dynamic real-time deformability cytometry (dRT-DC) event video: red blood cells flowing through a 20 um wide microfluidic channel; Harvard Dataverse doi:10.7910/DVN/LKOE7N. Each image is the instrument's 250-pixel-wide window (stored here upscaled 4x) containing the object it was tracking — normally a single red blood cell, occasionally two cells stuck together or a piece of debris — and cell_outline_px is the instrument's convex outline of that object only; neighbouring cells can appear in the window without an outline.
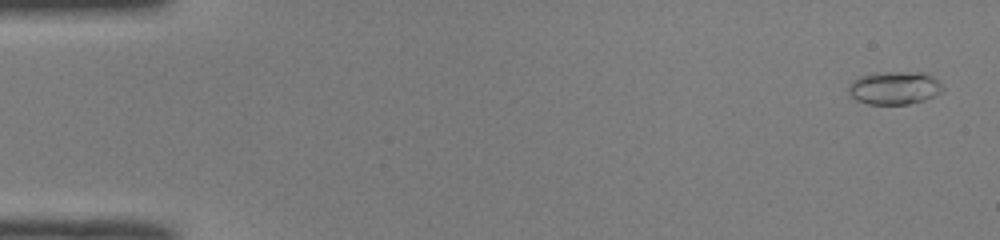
{"species": "common noctule bat (a hibernating species)", "species_latin": "Nyctalus noctula", "temperature_condition": "room temperature", "stored_images_in_passage": 51, "camera_frame_rate_fps": 3000, "um_per_image_px": 0.085, "animal": {"sex": "male", "body_mass_g": 19.0, "forearm_length_mm": 50.8}, "frame": {"image": 1, "passage_image": 2, "time_ms": 0.333, "image_size_px": [1000, 240], "cell_outline_px": [[944, 88], [940, 92], [924, 100], [908, 104], [868, 104], [856, 100], [848, 92], [848, 84], [852, 80], [860, 76], [876, 72], [928, 72]], "centroid_in_image_um": [75.99, 7.46], "position_along_channel_um": 9.0, "area_um2": 18.21}}
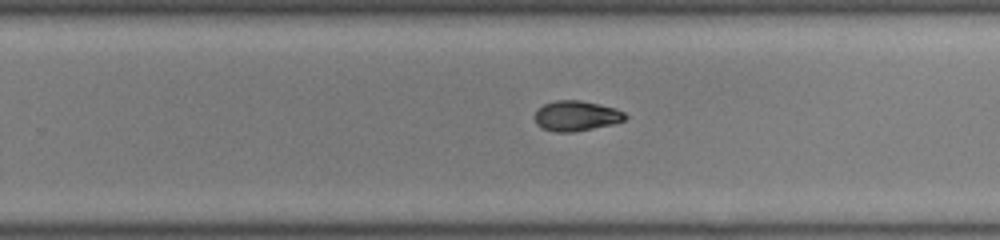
{"frame": {"image": 2, "passage_image": 33, "time_ms": 10.667, "image_size_px": [1000, 240], "cell_outline_px": [[628, 116], [624, 120], [612, 124], [572, 132], [556, 132], [540, 128], [536, 124], [536, 112], [544, 104], [556, 100], [580, 100], [600, 104], [616, 108], [624, 112]], "centroid_in_image_um": [48.99, 9.84], "position_along_channel_um": 280.8, "area_um2": 15.84}}
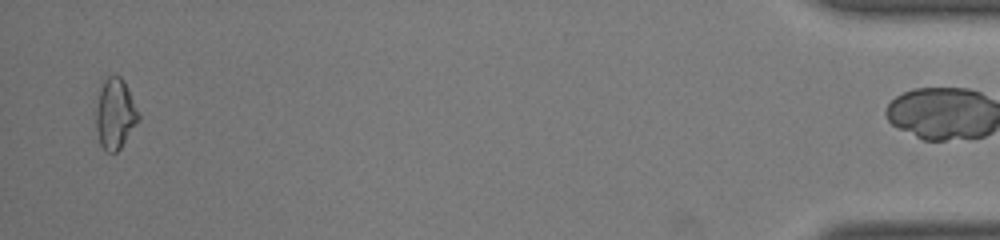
{"frame": {"image": 3, "passage_image": 50, "time_ms": 16.333, "image_size_px": [1000, 240], "cell_outline_px": [[140, 120], [120, 148], [116, 152], [104, 152], [100, 144], [96, 128], [96, 108], [100, 80], [108, 76], [120, 76], [124, 80], [140, 116]], "centroid_in_image_um": [9.76, 9.65], "position_along_channel_um": 425.4, "area_um2": 17.69}, "authors_computed_cell_mechanics": {"area_um2": 16.4152, "velocity_mm_per_s": 4.0366, "shape_relaxation_time_tau1_ms": null, "shape_relaxation_time_tau2_ms": 5.2024, "deformation_change_tau1": null, "deformation_change_tau2": 0.0786}}